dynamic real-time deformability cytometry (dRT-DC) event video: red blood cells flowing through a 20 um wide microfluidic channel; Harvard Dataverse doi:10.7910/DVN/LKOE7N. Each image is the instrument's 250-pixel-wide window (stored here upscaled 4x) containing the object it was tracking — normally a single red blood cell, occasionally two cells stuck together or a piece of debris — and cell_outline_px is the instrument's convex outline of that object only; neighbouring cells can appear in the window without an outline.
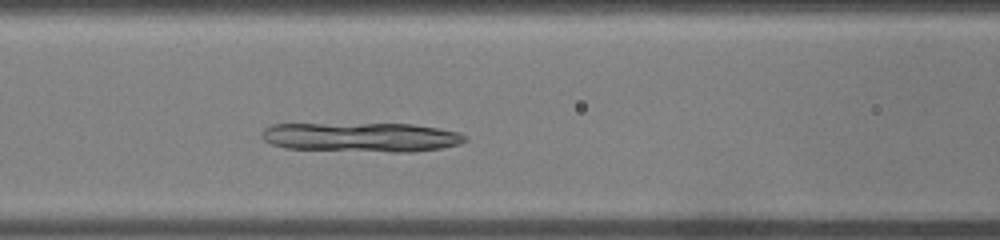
{"species": "common noctule bat (a hibernating species)", "species_latin": "Nyctalus noctula", "temperature_condition": "warm", "stored_images_in_passage": 31, "camera_frame_rate_fps": 3000, "um_per_image_px": 0.085, "animal": {"sex": "male", "body_mass_g": 19.0, "forearm_length_mm": 50.8}, "frame": {"image": 1, "passage_image": 10, "time_ms": 3.0, "image_size_px": [1000, 240], "cell_outline_px": [[468, 140], [460, 144], [440, 148], [412, 152], [392, 152], [284, 148], [272, 144], [264, 140], [260, 136], [260, 132], [264, 128], [272, 124], [412, 124], [440, 128], [460, 132], [468, 136]], "centroid_in_image_um": [30.74, 11.66], "position_along_channel_um": 135.9, "area_um2": 35.03}}
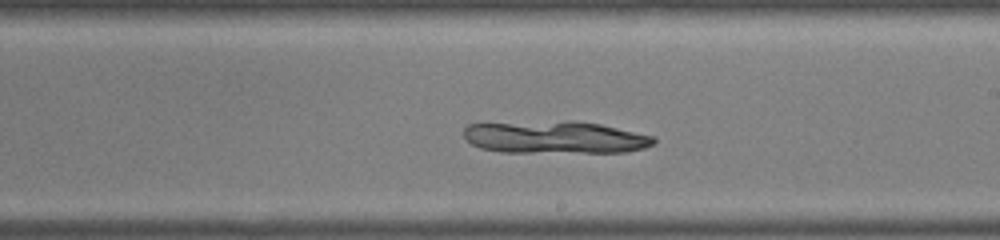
{"frame": {"image": 2, "passage_image": 16, "time_ms": 5.0, "image_size_px": [1000, 240], "cell_outline_px": [[656, 140], [652, 144], [644, 148], [624, 152], [500, 152], [480, 148], [472, 144], [464, 136], [464, 128], [468, 124], [568, 120], [572, 120], [600, 124], [656, 136]], "centroid_in_image_um": [47.19, 11.66], "position_along_channel_um": 241.8, "area_um2": 36.07}}
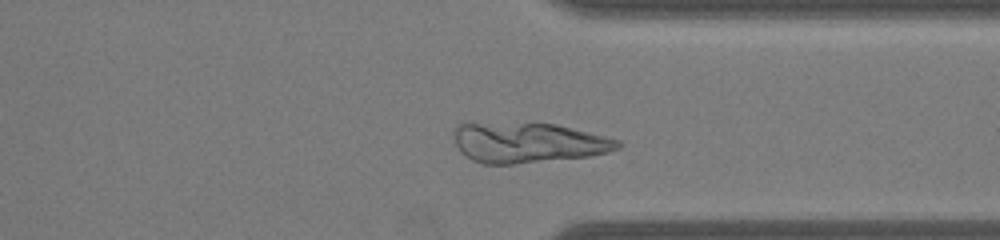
{"frame": {"image": 3, "passage_image": 23, "time_ms": 7.333, "image_size_px": [1000, 240], "cell_outline_px": [[624, 144], [620, 148], [608, 152], [588, 156], [512, 164], [484, 164], [472, 160], [464, 156], [460, 152], [452, 136], [452, 132], [460, 124], [556, 124], [620, 140]], "centroid_in_image_um": [44.89, 12.15], "position_along_channel_um": 366.5, "area_um2": 37.92}}